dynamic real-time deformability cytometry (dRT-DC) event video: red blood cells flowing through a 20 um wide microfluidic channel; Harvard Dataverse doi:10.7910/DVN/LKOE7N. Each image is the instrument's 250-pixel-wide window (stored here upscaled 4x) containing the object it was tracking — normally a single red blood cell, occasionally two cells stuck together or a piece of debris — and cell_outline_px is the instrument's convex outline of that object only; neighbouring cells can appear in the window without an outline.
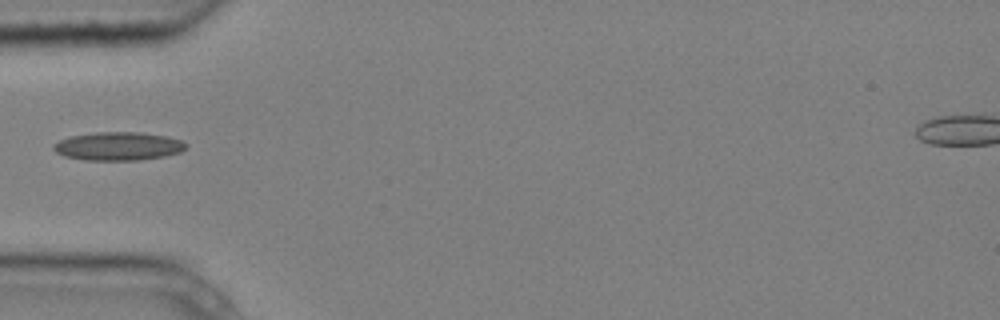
{"species": "common noctule bat (a hibernating species)", "species_latin": "Nyctalus noctula", "temperature_condition": "cold", "stored_images_in_passage": 5, "camera_frame_rate_fps": 3000, "um_per_image_px": 0.085, "animal": {"sex": "male", "body_mass_g": 20.4}, "frame": {"image": 1, "passage_image": 5, "time_ms": 1.333, "image_size_px": [1000, 320], "cell_outline_px": [[188, 148], [180, 152], [164, 156], [140, 160], [84, 160], [64, 156], [56, 152], [52, 148], [52, 144], [60, 140], [72, 136], [96, 132], [140, 132], [164, 136], [180, 140], [188, 144]], "centroid_in_image_um": [10.05, 12.43], "position_along_channel_um": 75.0, "area_um2": 21.91}}